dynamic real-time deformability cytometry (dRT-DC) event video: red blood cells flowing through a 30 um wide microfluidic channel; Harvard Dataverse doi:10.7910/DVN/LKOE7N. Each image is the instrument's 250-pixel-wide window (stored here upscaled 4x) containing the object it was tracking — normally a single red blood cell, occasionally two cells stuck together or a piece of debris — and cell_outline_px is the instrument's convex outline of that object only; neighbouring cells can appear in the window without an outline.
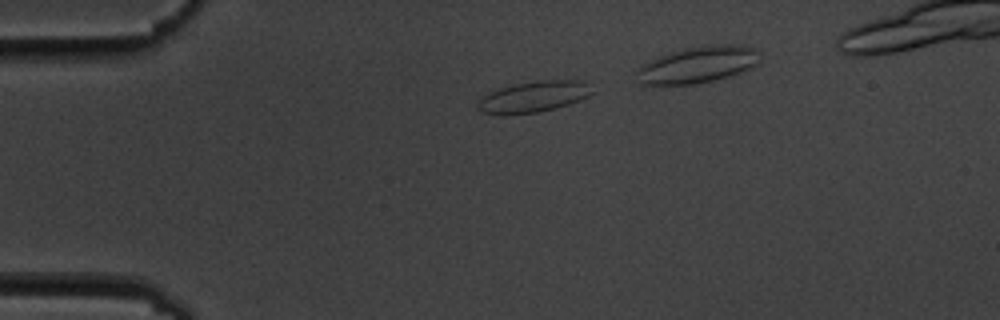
{"species": "common noctule bat (a hibernating species)", "species_latin": "Nyctalus noctula", "temperature_condition": "cold", "stored_images_in_passage": 5, "camera_frame_rate_fps": 3000, "um_per_image_px": 0.085, "animal": {"sex": "male", "body_mass_g": 19.5, "forearm_length_mm": 54.6}, "frame": {"image": 1, "passage_image": 3, "time_ms": 2.333, "image_size_px": [1000, 320], "cell_outline_px": [[596, 92], [580, 100], [556, 108], [540, 112], [504, 116], [500, 116], [484, 112], [476, 108], [480, 100], [484, 96], [500, 88], [516, 84], [540, 80], [588, 80]], "centroid_in_image_um": [45.44, 8.23], "position_along_channel_um": 39.6, "area_um2": 21.04}}